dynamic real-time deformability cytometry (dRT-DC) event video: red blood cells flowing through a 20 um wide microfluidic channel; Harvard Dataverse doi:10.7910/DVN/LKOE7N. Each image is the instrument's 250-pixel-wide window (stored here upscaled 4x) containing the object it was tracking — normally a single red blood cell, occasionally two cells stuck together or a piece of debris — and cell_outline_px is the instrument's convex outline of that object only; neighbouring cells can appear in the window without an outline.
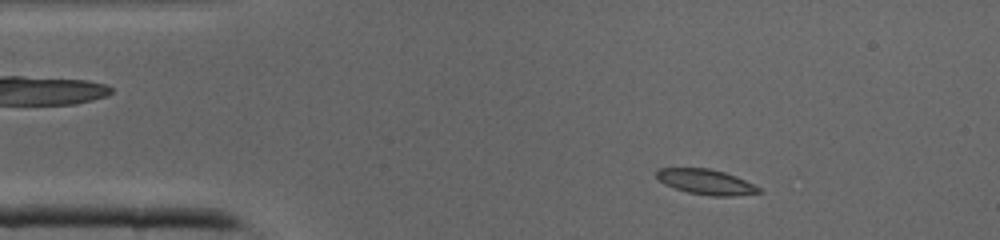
{"species": "common noctule bat (a hibernating species)", "species_latin": "Nyctalus noctula", "temperature_condition": "cold", "stored_images_in_passage": 37, "camera_frame_rate_fps": 3000, "um_per_image_px": 0.085, "animal": {"sex": "male", "body_mass_g": 19.0, "forearm_length_mm": 50.8}, "frame": {"image": 1, "passage_image": 2, "time_ms": 0.333, "image_size_px": [1000, 240], "cell_outline_px": [[764, 192], [732, 196], [712, 196], [688, 192], [664, 184], [656, 176], [656, 172], [660, 168], [708, 168], [724, 172], [736, 176], [760, 188]], "centroid_in_image_um": [60.02, 15.46], "position_along_channel_um": 25.0, "area_um2": 14.85}}
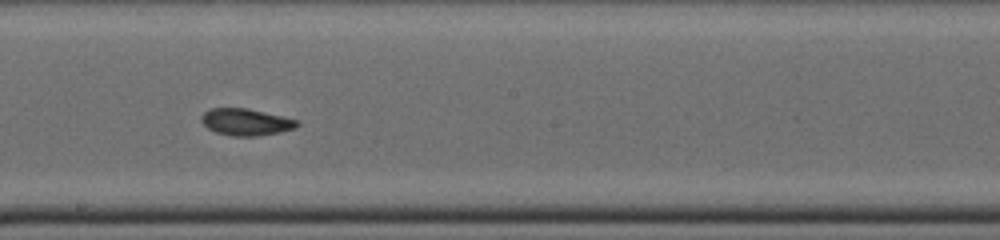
{"frame": {"image": 2, "passage_image": 18, "time_ms": 5.667, "image_size_px": [1000, 240], "cell_outline_px": [[300, 124], [296, 128], [280, 132], [256, 136], [232, 136], [216, 132], [208, 128], [200, 120], [200, 116], [204, 112], [212, 108], [248, 108], [300, 120]], "centroid_in_image_um": [20.93, 10.37], "position_along_channel_um": 227.3, "area_um2": 15.09}}
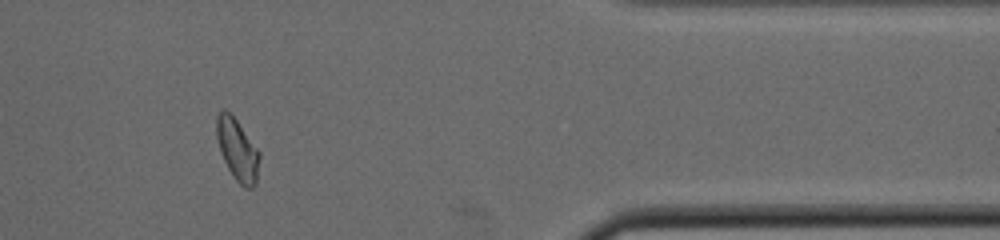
{"frame": {"image": 3, "passage_image": 30, "time_ms": 9.667, "image_size_px": [1000, 240], "cell_outline_px": [[260, 156], [256, 184], [252, 188], [244, 188], [236, 180], [228, 168], [220, 152], [216, 136], [216, 116], [220, 108], [224, 108], [236, 120], [260, 152]], "centroid_in_image_um": [20.17, 12.72], "position_along_channel_um": 391.2, "area_um2": 15.43}}